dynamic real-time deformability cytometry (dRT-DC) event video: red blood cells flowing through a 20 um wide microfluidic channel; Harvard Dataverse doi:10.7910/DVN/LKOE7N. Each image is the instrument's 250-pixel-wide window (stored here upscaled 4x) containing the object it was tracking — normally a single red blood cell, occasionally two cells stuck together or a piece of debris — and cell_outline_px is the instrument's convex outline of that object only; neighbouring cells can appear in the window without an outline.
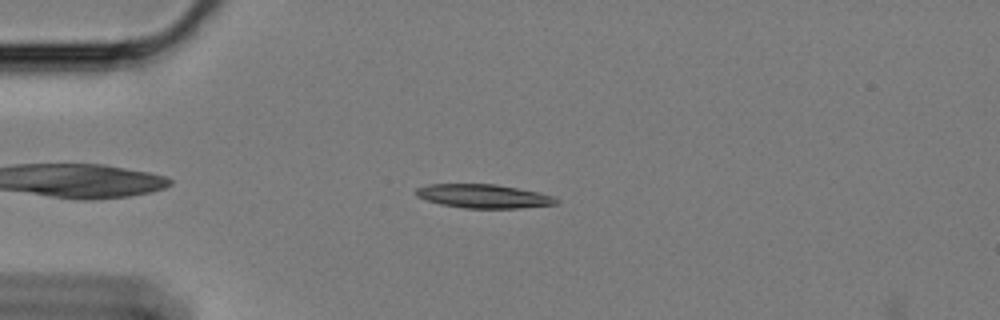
{"species": "Egyptian fruit bat (a non-hibernating species)", "species_latin": "Rousettus aegyptiacus", "temperature_condition": "cold", "stored_images_in_passage": 52, "camera_frame_rate_fps": 3000, "um_per_image_px": 0.085, "animal": {"sex": "female"}, "frame": {"image": 1, "passage_image": 8, "time_ms": 2.333, "image_size_px": [1000, 320], "cell_outline_px": [[560, 204], [520, 208], [464, 208], [440, 204], [416, 196], [412, 192], [416, 188], [428, 184], [496, 184], [540, 192], [552, 196], [560, 200]], "centroid_in_image_um": [41.12, 16.67], "position_along_channel_um": 43.9, "area_um2": 19.65}}
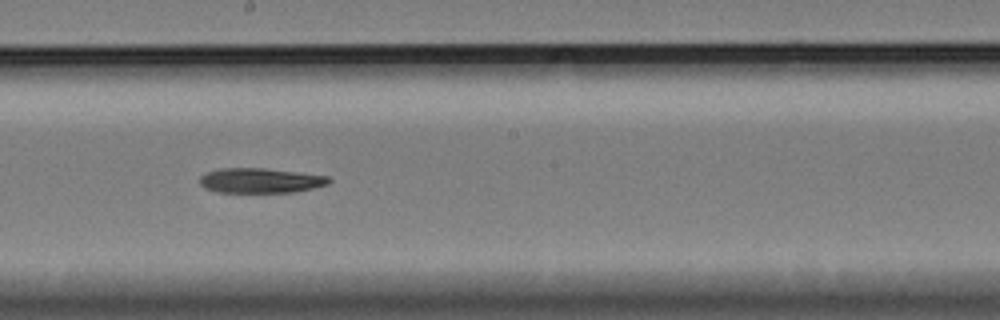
{"frame": {"image": 2, "passage_image": 26, "time_ms": 8.333, "image_size_px": [1000, 320], "cell_outline_px": [[332, 180], [328, 184], [296, 192], [216, 192], [204, 188], [200, 184], [200, 176], [208, 172], [220, 168], [264, 168], [328, 176]], "centroid_in_image_um": [22.12, 15.35], "position_along_channel_um": 226.1, "area_um2": 18.67}}
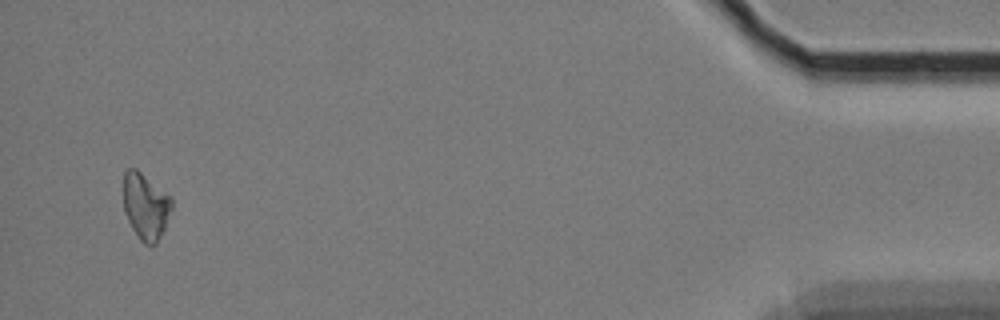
{"frame": {"image": 3, "passage_image": 50, "time_ms": 16.333, "image_size_px": [1000, 320], "cell_outline_px": [[172, 208], [164, 228], [156, 244], [152, 248], [144, 244], [140, 240], [132, 228], [124, 212], [124, 172], [128, 168], [136, 168], [172, 196]], "centroid_in_image_um": [12.39, 17.53], "position_along_channel_um": 422.8, "area_um2": 18.84}}